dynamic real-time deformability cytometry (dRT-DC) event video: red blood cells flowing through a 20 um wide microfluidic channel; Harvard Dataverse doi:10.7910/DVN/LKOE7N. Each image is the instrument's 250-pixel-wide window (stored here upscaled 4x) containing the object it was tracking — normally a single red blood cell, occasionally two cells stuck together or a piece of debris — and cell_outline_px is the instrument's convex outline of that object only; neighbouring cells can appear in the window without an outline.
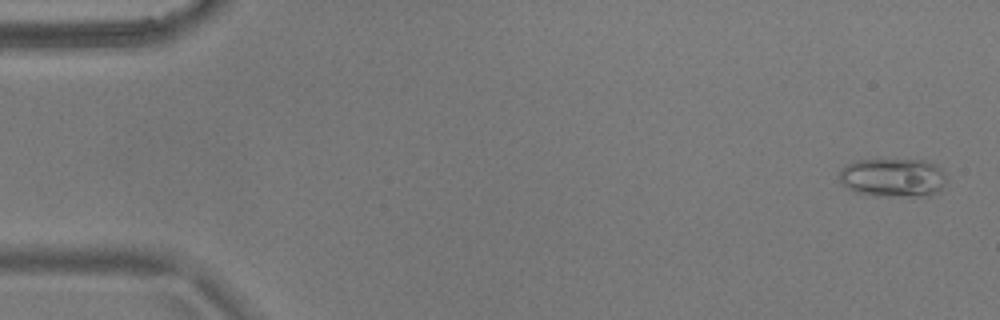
{"species": "common noctule bat (a hibernating species)", "species_latin": "Nyctalus noctula", "temperature_condition": "warm", "stored_images_in_passage": 11, "camera_frame_rate_fps": 3000, "um_per_image_px": 0.085, "animal": {"sex": "male", "body_mass_g": 17.9}, "frame": {"image": 1, "passage_image": 2, "time_ms": 0.333, "image_size_px": [1000, 320], "cell_outline_px": [[944, 188], [940, 192], [928, 196], [876, 196], [856, 192], [848, 188], [840, 180], [840, 168], [852, 160], [924, 160], [936, 164], [944, 172]], "centroid_in_image_um": [75.91, 15.1], "position_along_channel_um": 9.1, "area_um2": 24.39}}